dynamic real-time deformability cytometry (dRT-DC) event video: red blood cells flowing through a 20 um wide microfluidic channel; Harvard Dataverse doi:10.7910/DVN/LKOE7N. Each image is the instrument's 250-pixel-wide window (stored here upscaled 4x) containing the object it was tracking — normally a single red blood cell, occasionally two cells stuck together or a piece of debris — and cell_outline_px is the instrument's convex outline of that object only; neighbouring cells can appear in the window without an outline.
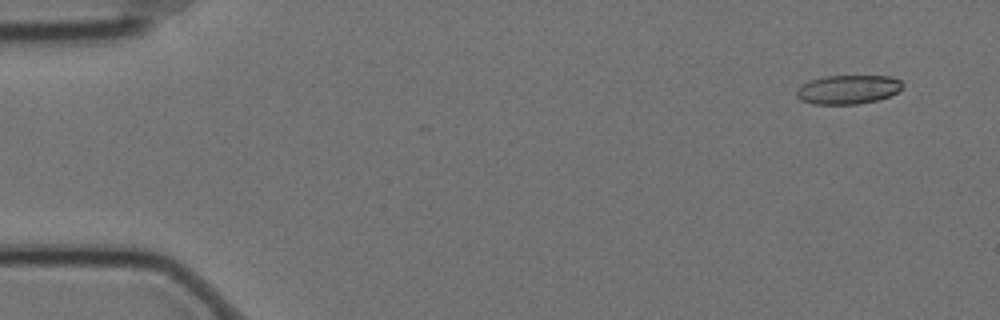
{"species": "Egyptian fruit bat (a non-hibernating species)", "species_latin": "Rousettus aegyptiacus", "temperature_condition": "cold", "stored_images_in_passage": 5, "camera_frame_rate_fps": 3000, "um_per_image_px": 0.085, "animal": {"sex": "female"}, "frame": {"image": 1, "passage_image": 1, "time_ms": 0.0, "image_size_px": [1000, 320], "cell_outline_px": [[904, 84], [896, 92], [888, 96], [876, 100], [856, 104], [812, 104], [800, 100], [796, 96], [796, 88], [808, 80], [824, 76], [892, 76], [900, 80]], "centroid_in_image_um": [72.02, 7.6], "position_along_channel_um": 13.0, "area_um2": 17.98}}